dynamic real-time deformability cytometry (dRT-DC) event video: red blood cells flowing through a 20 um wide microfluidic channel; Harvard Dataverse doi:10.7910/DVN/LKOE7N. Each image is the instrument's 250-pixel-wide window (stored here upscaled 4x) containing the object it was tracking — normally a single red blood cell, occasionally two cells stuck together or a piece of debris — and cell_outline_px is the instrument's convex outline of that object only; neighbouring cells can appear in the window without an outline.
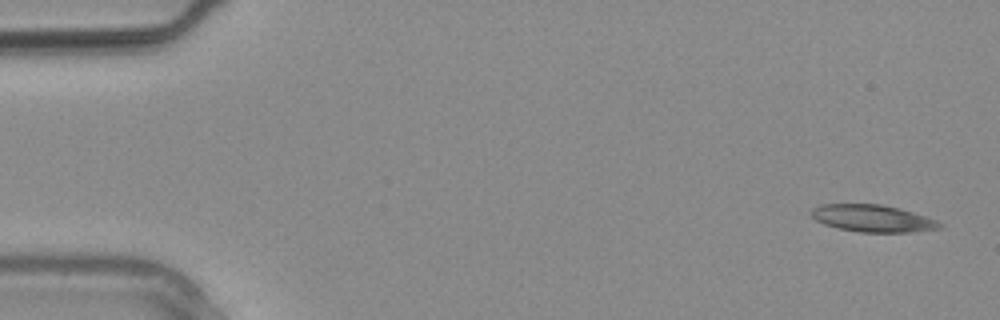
{"species": "common noctule bat (a hibernating species)", "species_latin": "Nyctalus noctula", "temperature_condition": "warm", "stored_images_in_passage": 4, "camera_frame_rate_fps": 3000, "um_per_image_px": 0.085, "animal": {"sex": "male", "body_mass_g": 20.4}, "frame": {"image": 1, "passage_image": 1, "time_ms": 0.0, "image_size_px": [1000, 320], "cell_outline_px": [[944, 228], [908, 232], [860, 232], [840, 228], [824, 224], [816, 220], [808, 212], [812, 208], [820, 204], [880, 204], [912, 212], [936, 220], [944, 224]], "centroid_in_image_um": [74.16, 18.56], "position_along_channel_um": 10.8, "area_um2": 20.17}}